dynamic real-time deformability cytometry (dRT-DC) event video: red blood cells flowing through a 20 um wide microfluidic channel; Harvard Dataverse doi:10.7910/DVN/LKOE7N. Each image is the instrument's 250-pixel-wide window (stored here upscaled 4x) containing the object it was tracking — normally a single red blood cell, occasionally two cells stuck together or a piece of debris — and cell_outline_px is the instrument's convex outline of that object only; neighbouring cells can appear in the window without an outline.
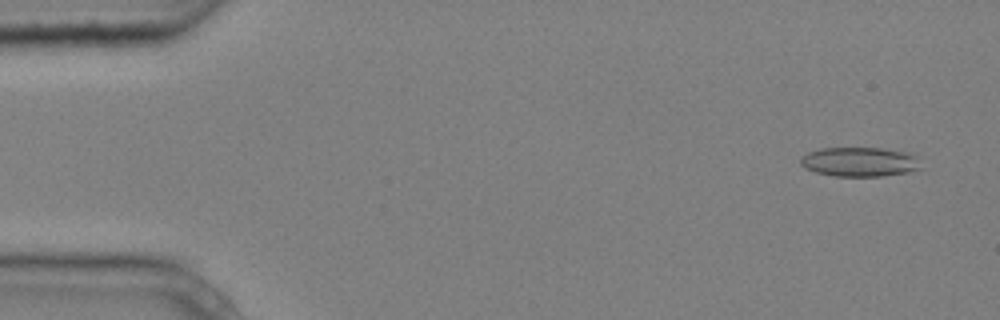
{"species": "common noctule bat (a hibernating species)", "species_latin": "Nyctalus noctula", "temperature_condition": "cold", "stored_images_in_passage": 10, "camera_frame_rate_fps": 3000, "um_per_image_px": 0.085, "animal": {"sex": "male", "body_mass_g": 20.4}, "frame": {"image": 1, "passage_image": 1, "time_ms": 0.0, "image_size_px": [1000, 320], "cell_outline_px": [[924, 168], [908, 172], [880, 176], [832, 176], [816, 172], [804, 168], [800, 164], [800, 156], [808, 152], [820, 148], [880, 148], [908, 152], [916, 156]], "centroid_in_image_um": [73.07, 13.76], "position_along_channel_um": 11.9, "area_um2": 20.87}}
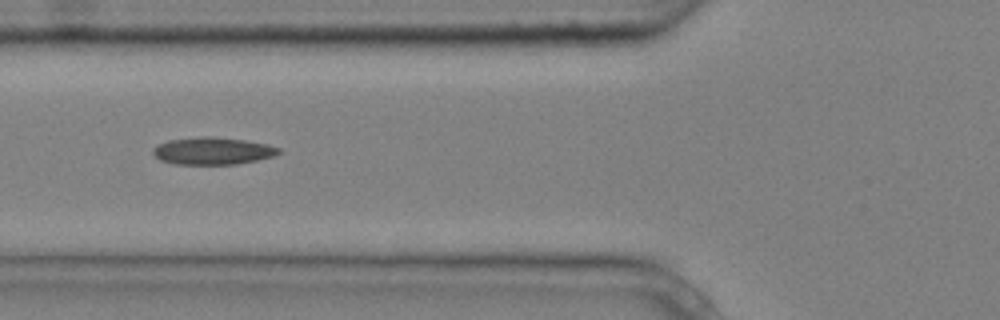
{"frame": {"image": 2, "passage_image": 5, "time_ms": 1.333, "image_size_px": [1000, 320], "cell_outline_px": [[284, 152], [272, 156], [256, 160], [236, 164], [176, 164], [160, 160], [152, 152], [152, 148], [168, 140], [200, 136], [212, 136], [244, 140], [268, 144], [280, 148]], "centroid_in_image_um": [18.09, 12.82], "position_along_channel_um": 107.7, "area_um2": 20.0}}
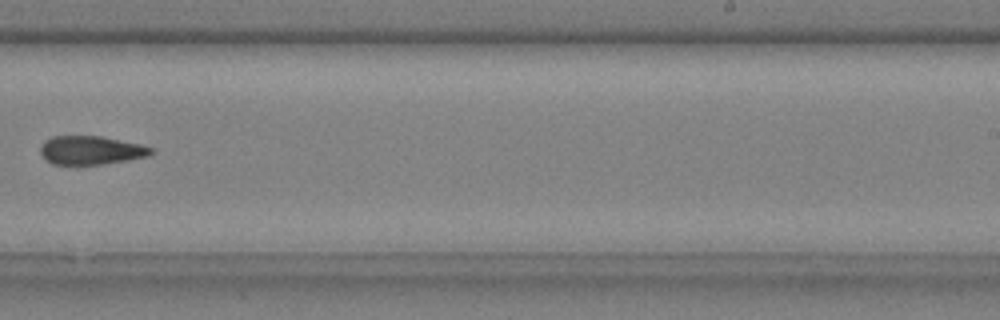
{"frame": {"image": 3, "passage_image": 9, "time_ms": 2.667, "image_size_px": [1000, 320], "cell_outline_px": [[156, 152], [144, 156], [128, 160], [104, 164], [52, 164], [40, 152], [40, 148], [44, 140], [52, 136], [100, 136], [140, 144], [156, 148]], "centroid_in_image_um": [7.75, 12.76], "position_along_channel_um": 281.2, "area_um2": 18.38}}